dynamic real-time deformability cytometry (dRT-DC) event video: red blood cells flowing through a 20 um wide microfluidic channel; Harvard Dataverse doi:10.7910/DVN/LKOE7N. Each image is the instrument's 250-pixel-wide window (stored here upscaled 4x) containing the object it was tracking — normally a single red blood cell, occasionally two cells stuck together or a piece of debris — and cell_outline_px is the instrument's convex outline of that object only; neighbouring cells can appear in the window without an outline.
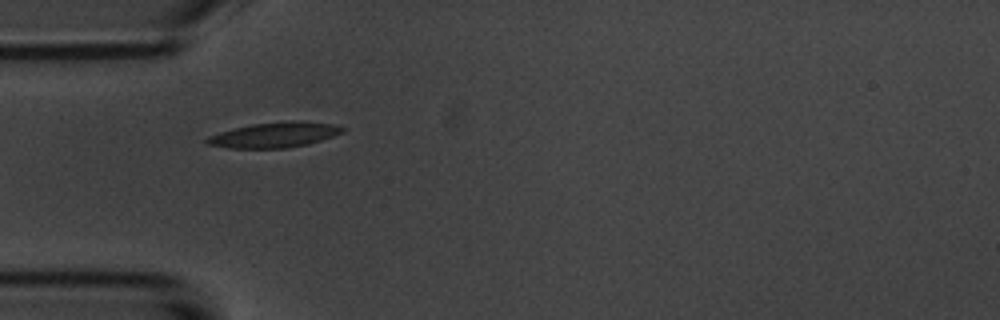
{"species": "common noctule bat (a hibernating species)", "species_latin": "Nyctalus noctula", "temperature_condition": "room temperature", "stored_images_in_passage": 2, "camera_frame_rate_fps": 3000, "um_per_image_px": 0.085, "animal": {"sex": "male", "body_mass_g": 20.1, "forearm_length_mm": 53.5}, "frame": {"image": 1, "passage_image": 1, "time_ms": 0.0, "image_size_px": [1000, 320], "cell_outline_px": [[344, 132], [308, 144], [284, 148], [228, 148], [208, 144], [204, 140], [208, 136], [232, 128], [252, 124], [292, 120], [332, 124], [344, 128]], "centroid_in_image_um": [23.29, 11.46], "position_along_channel_um": 61.7, "area_um2": 19.77}}
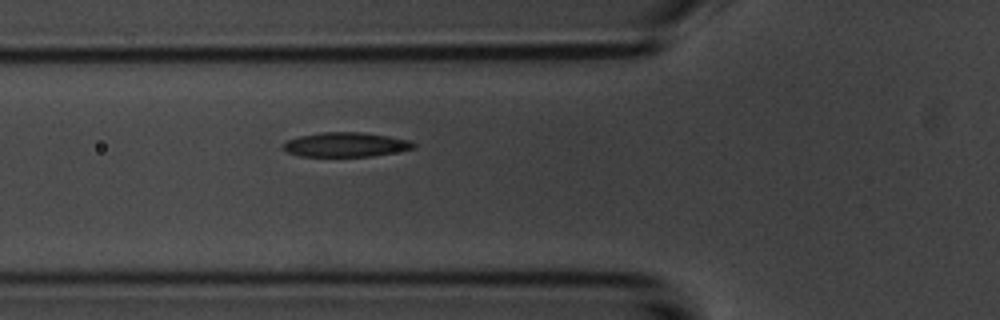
{"frame": {"image": 2, "passage_image": 2, "time_ms": 1.0, "image_size_px": [1000, 320], "cell_outline_px": [[416, 148], [372, 156], [300, 156], [288, 152], [284, 148], [284, 144], [288, 140], [300, 136], [320, 132], [364, 132], [388, 136], [408, 140], [416, 144]], "centroid_in_image_um": [29.41, 12.29], "position_along_channel_um": 96.4, "area_um2": 18.38}}